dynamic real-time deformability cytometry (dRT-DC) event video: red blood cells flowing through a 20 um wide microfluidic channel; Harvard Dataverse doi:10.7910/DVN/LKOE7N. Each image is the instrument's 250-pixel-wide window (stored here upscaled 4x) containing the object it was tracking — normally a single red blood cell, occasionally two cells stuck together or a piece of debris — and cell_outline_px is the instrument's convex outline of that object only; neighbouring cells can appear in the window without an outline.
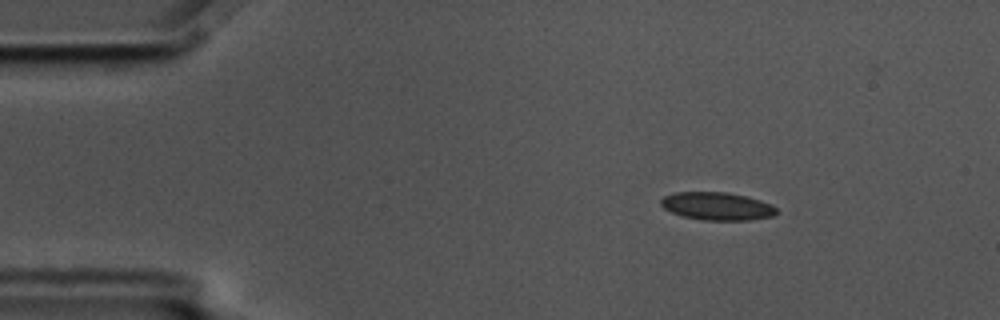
{"species": "common noctule bat (a hibernating species)", "species_latin": "Nyctalus noctula", "temperature_condition": "cold", "stored_images_in_passage": 47, "camera_frame_rate_fps": 3000, "um_per_image_px": 0.085, "animal": {"sex": "male", "body_mass_g": 17.5, "forearm_length_mm": 52.3}, "frame": {"image": 1, "passage_image": 1, "time_ms": 0.0, "image_size_px": [1000, 320], "cell_outline_px": [[776, 212], [772, 216], [748, 220], [704, 220], [680, 216], [664, 208], [660, 204], [660, 200], [664, 196], [676, 192], [724, 192], [744, 196], [760, 200], [772, 204], [776, 208]], "centroid_in_image_um": [60.92, 17.53], "position_along_channel_um": 24.1, "area_um2": 18.67}}
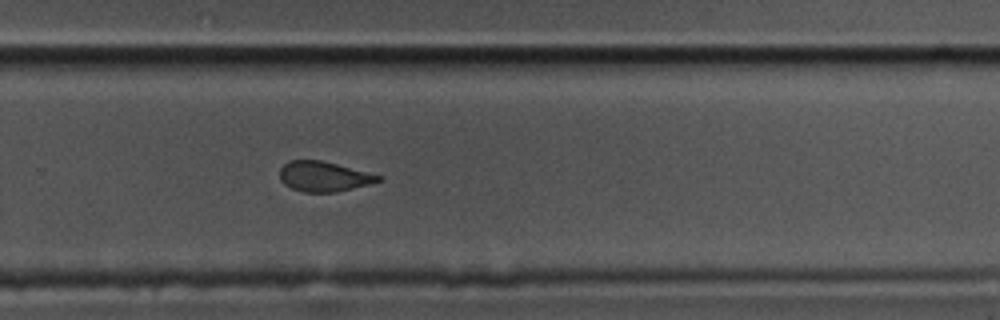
{"frame": {"image": 2, "passage_image": 30, "time_ms": 9.667, "image_size_px": [1000, 320], "cell_outline_px": [[384, 180], [336, 192], [304, 192], [292, 188], [284, 184], [280, 180], [280, 168], [288, 160], [320, 160], [384, 176]], "centroid_in_image_um": [27.53, 15.0], "position_along_channel_um": 302.3, "area_um2": 17.22}}
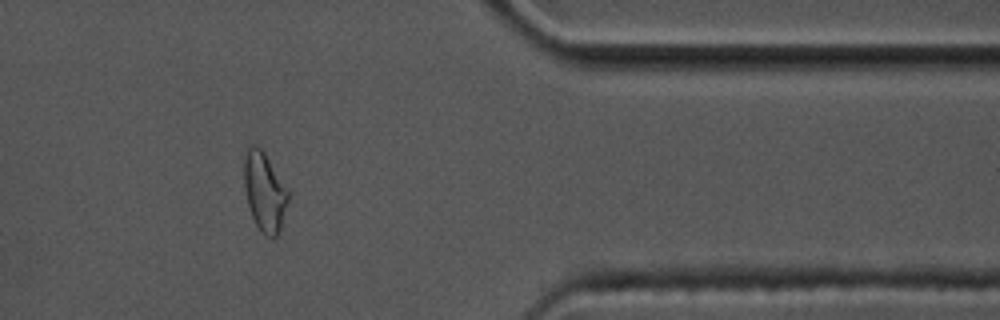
{"frame": {"image": 3, "passage_image": 39, "time_ms": 12.667, "image_size_px": [1000, 320], "cell_outline_px": [[288, 200], [280, 228], [276, 236], [272, 240], [260, 232], [252, 216], [248, 204], [244, 188], [244, 156], [248, 144], [256, 144], [264, 152], [288, 188]], "centroid_in_image_um": [22.47, 16.28], "position_along_channel_um": 388.9, "area_um2": 20.4}, "authors_computed_cell_mechanics": {"area_um2": 18.7272, "velocity_mm_per_s": 3.5694, "shape_relaxation_time_tau1_ms": 2.428, "shape_relaxation_time_tau2_ms": 1.3936, "deformation_change_tau1": 0.1006, "deformation_change_tau2": 0.083}}